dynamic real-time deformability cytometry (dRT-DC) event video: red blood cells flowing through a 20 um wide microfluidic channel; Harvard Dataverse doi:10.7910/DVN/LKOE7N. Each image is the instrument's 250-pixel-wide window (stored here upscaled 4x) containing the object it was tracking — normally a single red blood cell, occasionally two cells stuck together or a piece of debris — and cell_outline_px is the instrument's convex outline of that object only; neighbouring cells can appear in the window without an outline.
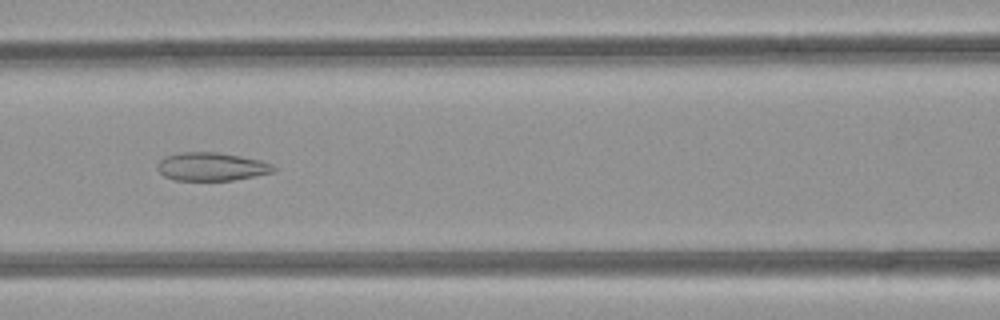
{"species": "common noctule bat (a hibernating species)", "species_latin": "Nyctalus noctula", "temperature_condition": "room temperature", "stored_images_in_passage": 40, "camera_frame_rate_fps": 3000, "um_per_image_px": 0.085, "animal": {"sex": "female", "body_mass_g": 21.9}, "frame": {"image": 1, "passage_image": 15, "time_ms": 4.667, "image_size_px": [1000, 320], "cell_outline_px": [[276, 168], [272, 172], [232, 180], [176, 180], [164, 176], [156, 168], [156, 164], [164, 156], [180, 152], [216, 152], [240, 156], [260, 160], [272, 164]], "centroid_in_image_um": [17.92, 14.15], "position_along_channel_um": 148.7, "area_um2": 19.02}}
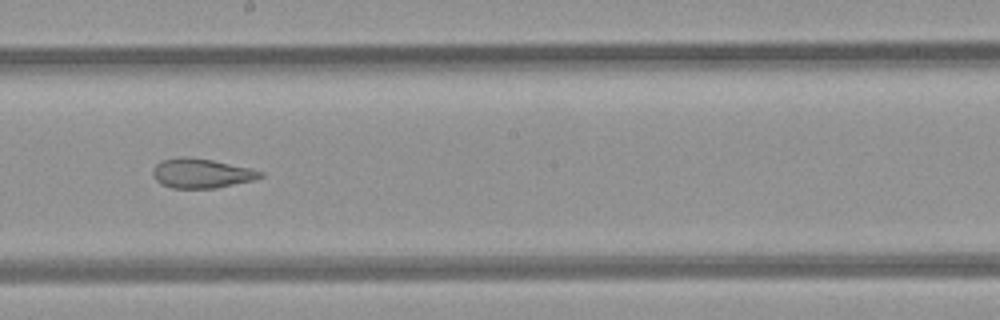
{"frame": {"image": 2, "passage_image": 21, "time_ms": 6.667, "image_size_px": [1000, 320], "cell_outline_px": [[264, 176], [252, 180], [216, 188], [172, 188], [160, 184], [152, 176], [152, 168], [160, 160], [184, 156], [212, 160], [248, 168], [264, 172]], "centroid_in_image_um": [17.06, 14.73], "position_along_channel_um": 231.1, "area_um2": 18.44}}
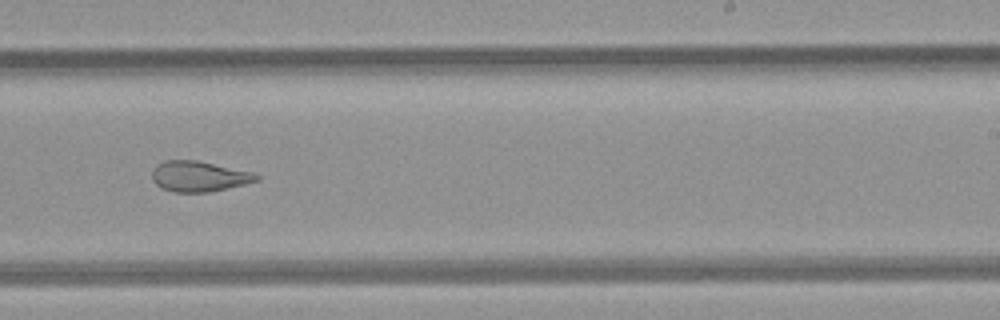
{"frame": {"image": 3, "passage_image": 24, "time_ms": 7.667, "image_size_px": [1000, 320], "cell_outline_px": [[260, 180], [244, 184], [208, 192], [172, 192], [160, 188], [152, 180], [152, 168], [156, 164], [164, 160], [196, 160], [252, 172], [260, 176]], "centroid_in_image_um": [16.86, 14.99], "position_along_channel_um": 272.1, "area_um2": 18.61}, "authors_computed_cell_mechanics": {"area_um2": 22.1374, "velocity_mm_per_s": 4.1198, "shape_relaxation_time_tau1_ms": null, "shape_relaxation_time_tau2_ms": 2.3529, "deformation_change_tau1": null, "deformation_change_tau2": 0.0986}}